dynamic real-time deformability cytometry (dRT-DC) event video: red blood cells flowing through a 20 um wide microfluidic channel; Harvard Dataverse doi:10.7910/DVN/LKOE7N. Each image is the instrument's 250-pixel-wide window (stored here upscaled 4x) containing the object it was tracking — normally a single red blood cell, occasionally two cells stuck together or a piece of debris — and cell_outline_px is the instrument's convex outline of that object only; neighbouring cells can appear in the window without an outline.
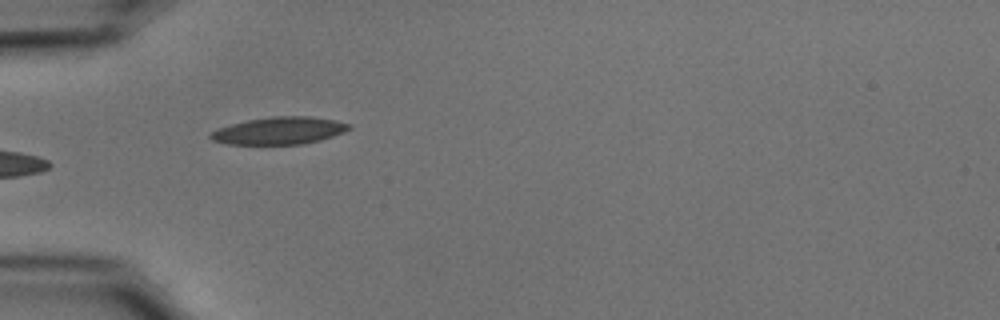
{"species": "common noctule bat (a hibernating species)", "species_latin": "Nyctalus noctula", "temperature_condition": "cold", "stored_images_in_passage": 36, "camera_frame_rate_fps": 3000, "um_per_image_px": 0.085, "animal": {"sex": "male", "body_mass_g": 15.6}, "frame": {"image": 1, "passage_image": 1, "time_ms": 0.0, "image_size_px": [1000, 320], "cell_outline_px": [[352, 128], [344, 132], [320, 140], [304, 144], [228, 144], [212, 140], [208, 136], [208, 132], [216, 128], [248, 120], [272, 116], [308, 116], [332, 120], [352, 124]], "centroid_in_image_um": [23.71, 11.11], "position_along_channel_um": 61.3, "area_um2": 22.08}}